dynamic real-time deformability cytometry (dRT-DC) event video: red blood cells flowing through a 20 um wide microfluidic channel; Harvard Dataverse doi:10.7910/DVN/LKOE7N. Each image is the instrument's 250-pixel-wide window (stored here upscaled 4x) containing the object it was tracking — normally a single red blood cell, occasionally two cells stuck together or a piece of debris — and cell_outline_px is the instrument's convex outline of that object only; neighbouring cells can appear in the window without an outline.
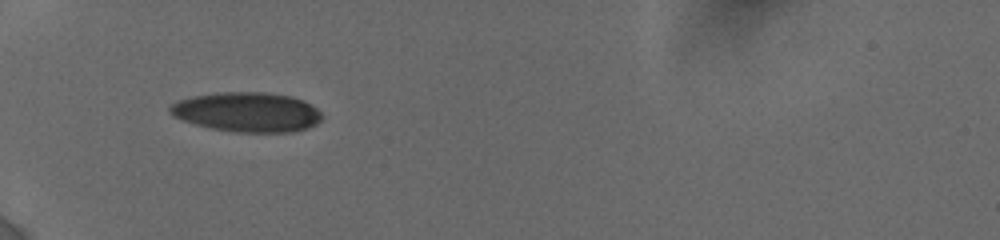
{"species": "human", "species_latin": "Homo sapiens", "temperature_condition": "cold", "stored_images_in_passage": 10, "camera_frame_rate_fps": 3000, "um_per_image_px": 0.085, "donor": {"sex": "female"}, "frame": {"image": 1, "passage_image": 1, "time_ms": 0.0, "image_size_px": [1000, 240], "cell_outline_px": [[324, 116], [316, 124], [308, 128], [292, 132], [236, 132], [212, 128], [196, 124], [172, 116], [168, 112], [168, 108], [172, 104], [180, 100], [196, 96], [220, 92], [260, 92], [292, 96], [304, 100], [316, 108]], "centroid_in_image_um": [21.04, 9.53], "position_along_channel_um": 64.0, "area_um2": 34.97}}
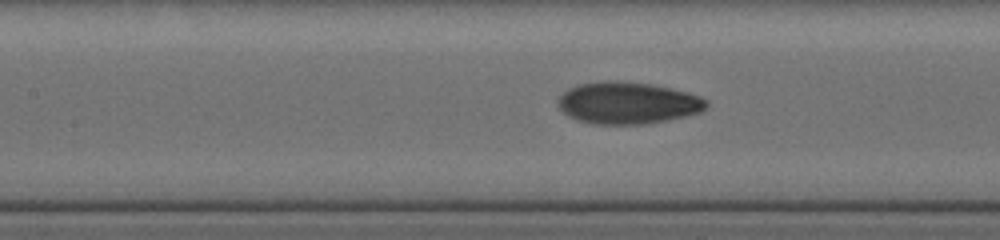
{"frame": {"image": 2, "passage_image": 6, "time_ms": 2.667, "image_size_px": [1000, 240], "cell_outline_px": [[708, 104], [700, 112], [684, 116], [644, 124], [596, 124], [580, 120], [568, 116], [556, 104], [560, 96], [568, 88], [580, 84], [604, 80], [616, 80], [652, 84], [688, 92], [700, 96], [708, 100]], "centroid_in_image_um": [53.35, 8.73], "position_along_channel_um": 154.1, "area_um2": 36.13}}
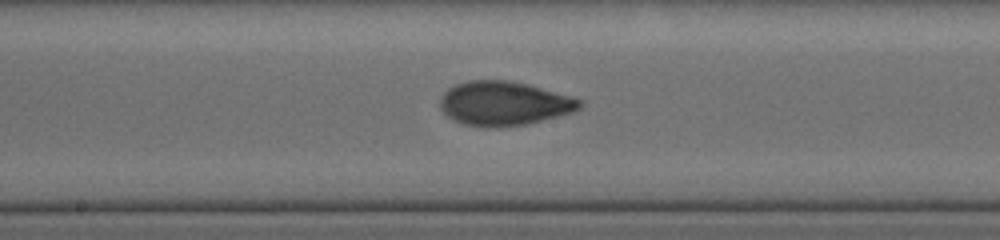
{"frame": {"image": 3, "passage_image": 9, "time_ms": 4.0, "image_size_px": [1000, 240], "cell_outline_px": [[584, 104], [580, 108], [572, 112], [524, 124], [488, 128], [464, 124], [448, 116], [440, 108], [440, 96], [448, 88], [456, 84], [468, 80], [512, 80], [528, 84], [568, 96], [580, 100]], "centroid_in_image_um": [42.79, 8.78], "position_along_channel_um": 205.4, "area_um2": 35.55}}